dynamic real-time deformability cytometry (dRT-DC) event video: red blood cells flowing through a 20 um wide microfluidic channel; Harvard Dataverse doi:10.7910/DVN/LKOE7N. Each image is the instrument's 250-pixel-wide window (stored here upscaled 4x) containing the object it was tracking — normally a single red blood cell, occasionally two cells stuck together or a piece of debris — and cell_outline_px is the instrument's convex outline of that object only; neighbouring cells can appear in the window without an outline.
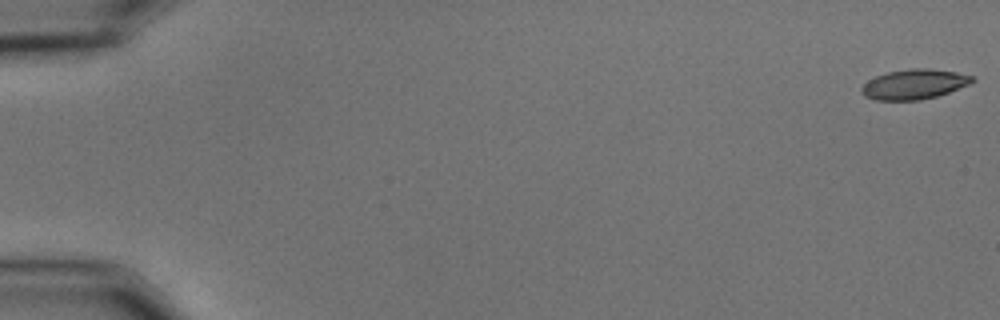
{"species": "common noctule bat (a hibernating species)", "species_latin": "Nyctalus noctula", "temperature_condition": "cold", "stored_images_in_passage": 9, "camera_frame_rate_fps": 3000, "um_per_image_px": 0.085, "animal": {"sex": "male", "body_mass_g": 15.6}, "frame": {"image": 1, "passage_image": 1, "time_ms": 0.0, "image_size_px": [1000, 320], "cell_outline_px": [[976, 80], [968, 84], [948, 92], [936, 96], [920, 100], [876, 100], [864, 96], [860, 88], [868, 80], [876, 76], [888, 72], [908, 68], [928, 68], [956, 72], [972, 76]], "centroid_in_image_um": [77.68, 7.15], "position_along_channel_um": 7.3, "area_um2": 19.19}}